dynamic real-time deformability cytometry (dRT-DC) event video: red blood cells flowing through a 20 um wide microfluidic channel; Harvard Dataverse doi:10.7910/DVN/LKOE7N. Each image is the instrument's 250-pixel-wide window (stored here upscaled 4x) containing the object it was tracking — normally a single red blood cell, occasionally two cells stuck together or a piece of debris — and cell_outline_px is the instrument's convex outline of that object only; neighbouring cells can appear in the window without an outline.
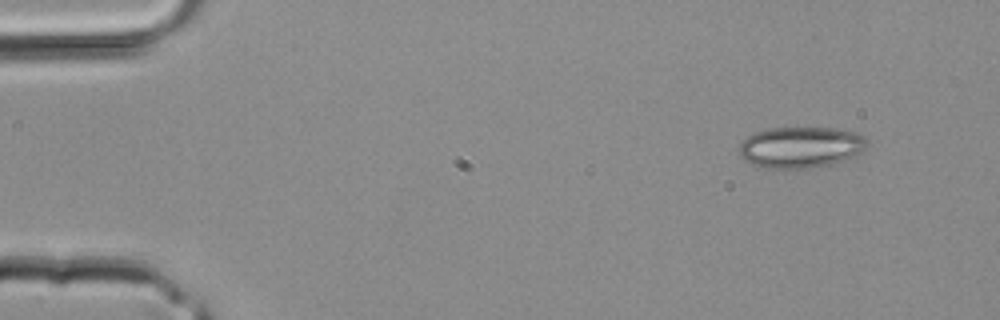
{"species": "common noctule bat (a hibernating species)", "species_latin": "Nyctalus noctula", "temperature_condition": "room temperature", "stored_images_in_passage": 3, "camera_frame_rate_fps": 3000, "um_per_image_px": 0.085, "animal": {"sex": "male", "body_mass_g": 20.4}, "frame": {"image": 1, "passage_image": 1, "time_ms": 0.0, "image_size_px": [1000, 320], "cell_outline_px": [[868, 144], [864, 152], [856, 160], [832, 164], [804, 168], [764, 168], [752, 164], [744, 160], [740, 156], [740, 144], [748, 136], [756, 132], [768, 128], [836, 128], [856, 132], [864, 136], [868, 140]], "centroid_in_image_um": [68.17, 12.53], "position_along_channel_um": 16.8, "area_um2": 31.33}}